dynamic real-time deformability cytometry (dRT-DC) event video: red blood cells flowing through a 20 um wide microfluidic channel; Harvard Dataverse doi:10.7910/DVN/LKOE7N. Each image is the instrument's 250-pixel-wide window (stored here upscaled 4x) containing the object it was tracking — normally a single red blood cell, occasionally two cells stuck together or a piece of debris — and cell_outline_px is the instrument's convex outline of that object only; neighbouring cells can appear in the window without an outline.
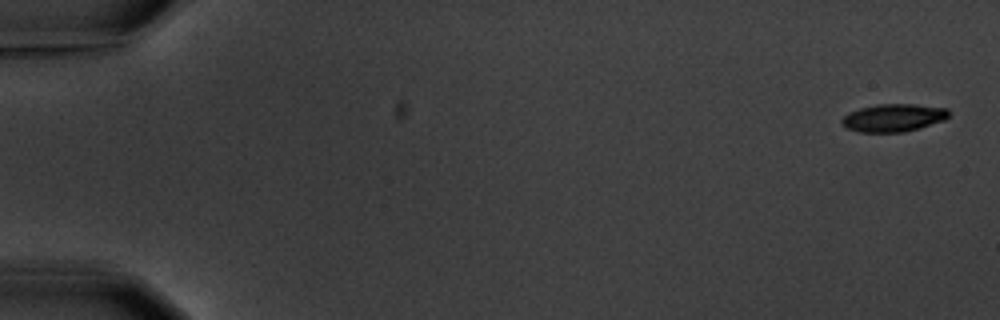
{"species": "common noctule bat (a hibernating species)", "species_latin": "Nyctalus noctula", "temperature_condition": "warm", "stored_images_in_passage": 9, "camera_frame_rate_fps": 3000, "um_per_image_px": 0.085, "animal": {"sex": "male", "body_mass_g": 20.1, "forearm_length_mm": 53.5}, "frame": {"image": 1, "passage_image": 1, "time_ms": 0.0, "image_size_px": [1000, 320], "cell_outline_px": [[948, 116], [944, 120], [920, 128], [904, 132], [860, 132], [848, 128], [840, 124], [840, 120], [848, 112], [860, 108], [876, 104], [916, 104], [948, 108]], "centroid_in_image_um": [75.92, 10.0], "position_along_channel_um": 9.1, "area_um2": 17.4}}
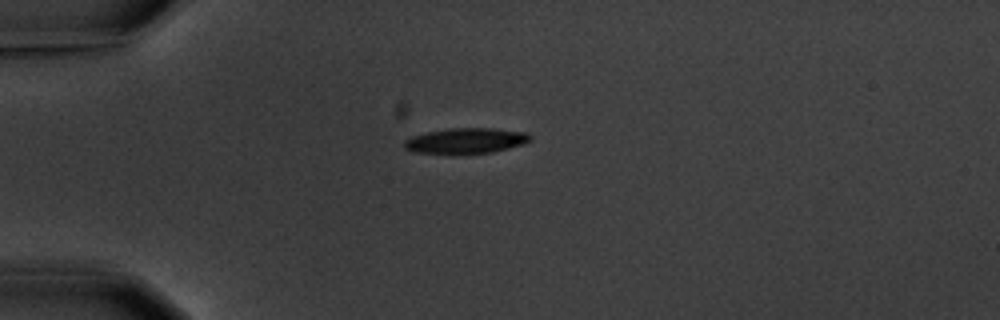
{"frame": {"image": 2, "passage_image": 4, "time_ms": 4.667, "image_size_px": [1000, 320], "cell_outline_px": [[532, 140], [524, 144], [492, 152], [416, 152], [404, 148], [404, 140], [412, 136], [428, 132], [448, 128], [492, 128], [528, 132], [532, 136]], "centroid_in_image_um": [39.67, 11.93], "position_along_channel_um": 45.3, "area_um2": 18.26}}